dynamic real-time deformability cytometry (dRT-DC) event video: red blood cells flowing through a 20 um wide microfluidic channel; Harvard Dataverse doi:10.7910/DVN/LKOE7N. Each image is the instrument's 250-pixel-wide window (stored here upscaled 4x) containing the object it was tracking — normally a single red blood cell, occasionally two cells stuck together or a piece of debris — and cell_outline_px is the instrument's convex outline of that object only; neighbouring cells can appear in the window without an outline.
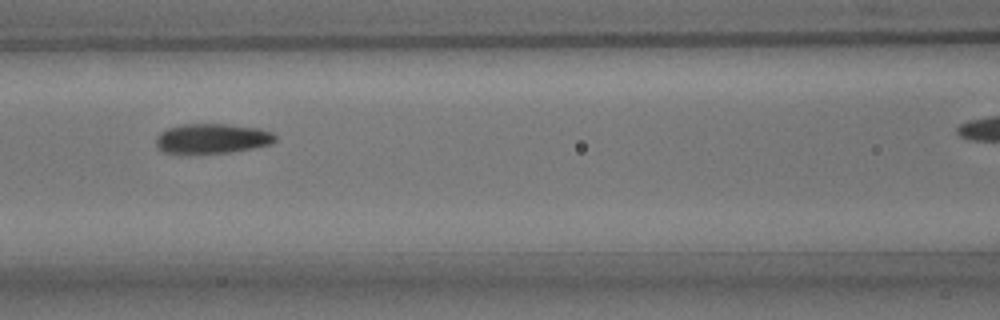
{"species": "common noctule bat (a hibernating species)", "species_latin": "Nyctalus noctula", "temperature_condition": "room temperature", "stored_images_in_passage": 11, "camera_frame_rate_fps": 3000, "um_per_image_px": 0.085, "animal": {"sex": "male", "body_mass_g": 15.6}, "frame": {"image": 1, "passage_image": 7, "time_ms": 7.0, "image_size_px": [1000, 320], "cell_outline_px": [[276, 140], [268, 144], [252, 148], [228, 152], [164, 152], [156, 144], [156, 136], [160, 132], [168, 128], [184, 124], [224, 124], [260, 128], [272, 132], [276, 136]], "centroid_in_image_um": [18.04, 11.75], "position_along_channel_um": 148.6, "area_um2": 20.23}}
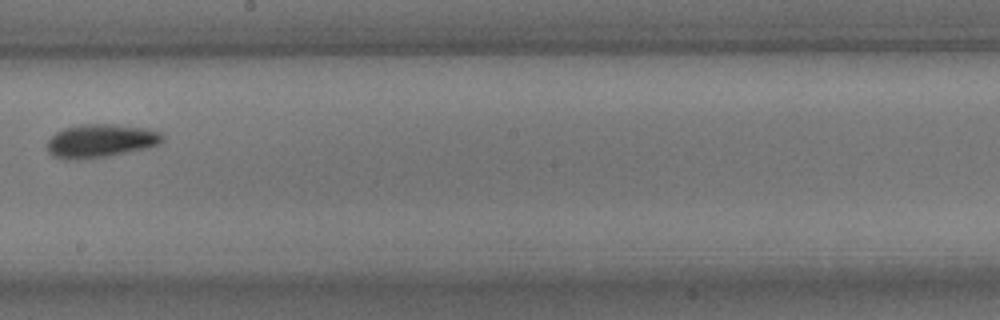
{"frame": {"image": 2, "passage_image": 10, "time_ms": 11.333, "image_size_px": [1000, 320], "cell_outline_px": [[164, 140], [160, 144], [148, 148], [104, 156], [52, 156], [48, 152], [48, 140], [56, 132], [64, 128], [80, 124], [112, 124], [148, 128], [160, 132], [164, 136]], "centroid_in_image_um": [8.65, 11.9], "position_along_channel_um": 239.5, "area_um2": 21.62}}
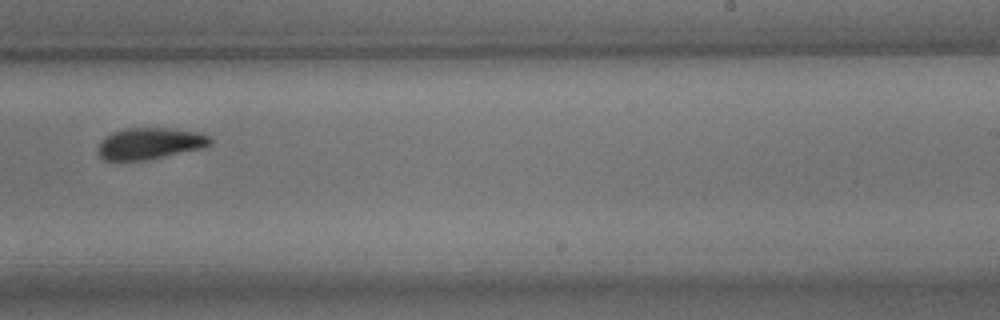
{"frame": {"image": 3, "passage_image": 11, "time_ms": 12.333, "image_size_px": [1000, 320], "cell_outline_px": [[212, 144], [200, 148], [144, 160], [104, 160], [100, 156], [100, 140], [112, 132], [124, 128], [168, 128], [200, 132], [208, 136], [212, 140]], "centroid_in_image_um": [12.74, 12.17], "position_along_channel_um": 276.3, "area_um2": 20.23}}